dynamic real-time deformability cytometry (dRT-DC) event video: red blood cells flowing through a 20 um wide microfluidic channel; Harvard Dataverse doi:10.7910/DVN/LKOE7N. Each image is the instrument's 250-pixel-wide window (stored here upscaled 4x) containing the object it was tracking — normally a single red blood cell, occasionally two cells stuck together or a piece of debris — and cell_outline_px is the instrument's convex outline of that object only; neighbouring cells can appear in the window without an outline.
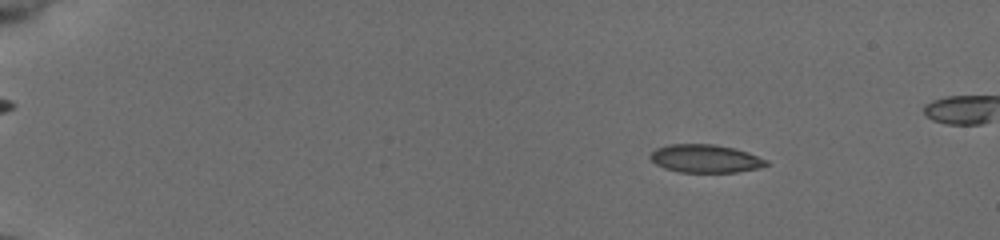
{"species": "common noctule bat (a hibernating species)", "species_latin": "Nyctalus noctula", "temperature_condition": "cold", "stored_images_in_passage": 56, "camera_frame_rate_fps": 3000, "um_per_image_px": 0.085, "animal": {"sex": "female", "body_mass_g": 19.5, "forearm_length_mm": 54.1}, "frame": {"image": 1, "passage_image": 10, "time_ms": 3.0, "image_size_px": [1000, 240], "cell_outline_px": [[772, 164], [760, 168], [736, 172], [680, 172], [664, 168], [656, 164], [648, 156], [656, 148], [668, 144], [716, 144], [748, 152], [768, 160]], "centroid_in_image_um": [59.98, 13.48], "position_along_channel_um": 25.0, "area_um2": 19.13}}
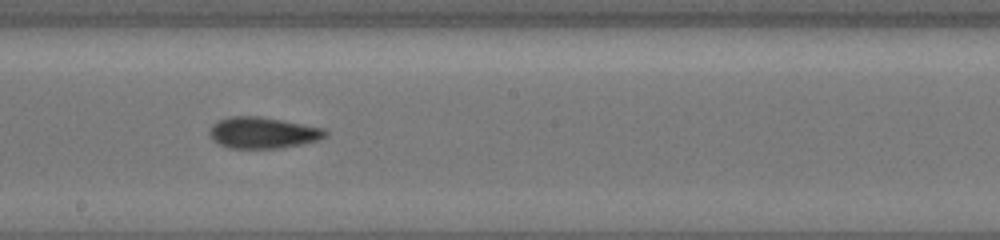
{"frame": {"image": 2, "passage_image": 34, "time_ms": 11.0, "image_size_px": [1000, 240], "cell_outline_px": [[328, 136], [320, 140], [280, 148], [228, 148], [212, 140], [208, 132], [220, 120], [232, 116], [260, 116], [324, 128], [328, 132]], "centroid_in_image_um": [22.38, 11.29], "position_along_channel_um": 225.8, "area_um2": 20.98}}
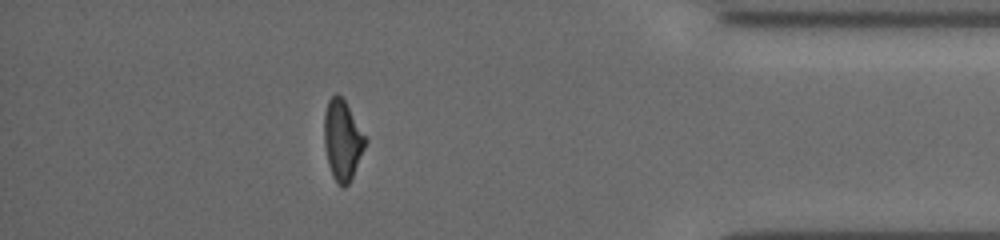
{"frame": {"image": 3, "passage_image": 50, "time_ms": 16.333, "image_size_px": [1000, 240], "cell_outline_px": [[364, 148], [352, 176], [348, 184], [344, 188], [332, 176], [328, 164], [324, 144], [324, 112], [328, 100], [336, 92], [344, 100], [364, 136]], "centroid_in_image_um": [29.05, 11.9], "position_along_channel_um": 406.1, "area_um2": 18.55}}